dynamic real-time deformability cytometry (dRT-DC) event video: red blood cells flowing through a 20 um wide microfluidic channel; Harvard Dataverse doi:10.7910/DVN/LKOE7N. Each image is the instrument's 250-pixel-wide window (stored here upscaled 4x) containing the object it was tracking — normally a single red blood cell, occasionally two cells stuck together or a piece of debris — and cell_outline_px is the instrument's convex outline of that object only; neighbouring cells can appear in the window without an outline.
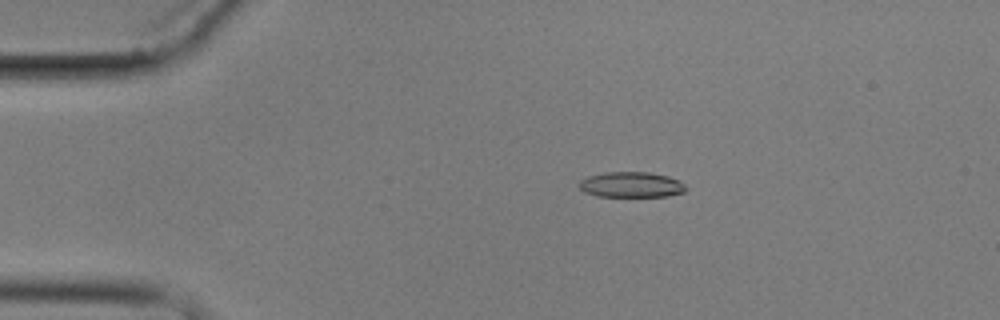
{"species": "common noctule bat (a hibernating species)", "species_latin": "Nyctalus noctula", "temperature_condition": "cold", "stored_images_in_passage": 9, "camera_frame_rate_fps": 3000, "um_per_image_px": 0.085, "animal": {"sex": "male", "body_mass_g": 17.9}, "frame": {"image": 1, "passage_image": 1, "time_ms": 0.0, "image_size_px": [1000, 320], "cell_outline_px": [[688, 188], [684, 192], [668, 196], [596, 196], [584, 192], [576, 184], [580, 180], [588, 176], [604, 172], [648, 172], [668, 176], [680, 180]], "centroid_in_image_um": [53.65, 15.69], "position_along_channel_um": 31.4, "area_um2": 16.01}}
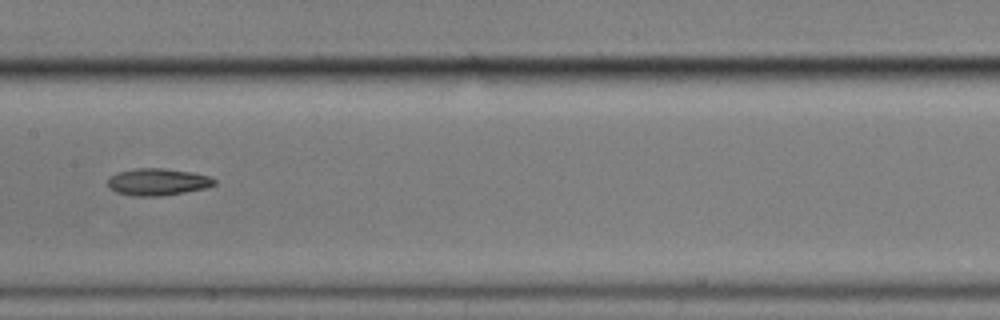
{"frame": {"image": 2, "passage_image": 6, "time_ms": 6.0, "image_size_px": [1000, 320], "cell_outline_px": [[216, 184], [204, 188], [184, 192], [160, 196], [132, 196], [116, 192], [108, 188], [108, 180], [116, 172], [136, 168], [164, 168], [192, 172], [208, 176], [216, 180]], "centroid_in_image_um": [13.37, 15.46], "position_along_channel_um": 194.0, "area_um2": 16.76}}
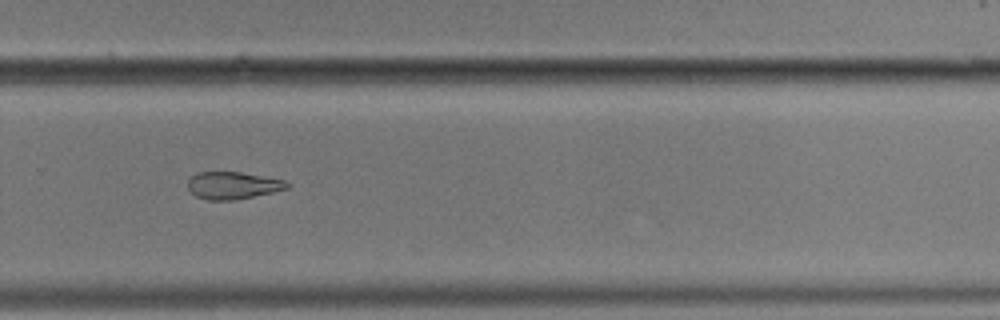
{"frame": {"image": 3, "passage_image": 9, "time_ms": 9.333, "image_size_px": [1000, 320], "cell_outline_px": [[292, 184], [288, 188], [272, 192], [232, 200], [208, 200], [196, 196], [188, 188], [188, 180], [196, 172], [240, 172], [284, 180]], "centroid_in_image_um": [19.78, 15.75], "position_along_channel_um": 310.0, "area_um2": 15.61}}